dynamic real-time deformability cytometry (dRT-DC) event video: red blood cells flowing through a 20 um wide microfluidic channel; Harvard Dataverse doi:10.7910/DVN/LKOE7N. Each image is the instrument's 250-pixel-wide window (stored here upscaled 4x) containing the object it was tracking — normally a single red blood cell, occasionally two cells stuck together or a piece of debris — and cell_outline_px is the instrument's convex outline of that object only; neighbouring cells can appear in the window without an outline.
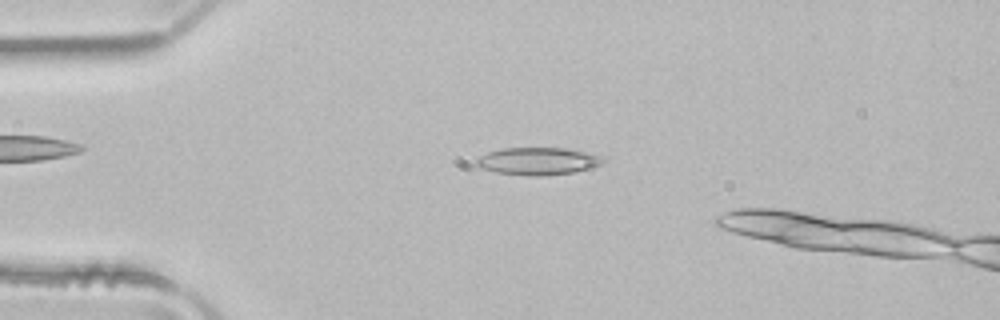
{"species": "common noctule bat (a hibernating species)", "species_latin": "Nyctalus noctula", "temperature_condition": "room temperature", "stored_images_in_passage": 44, "camera_frame_rate_fps": 3000, "um_per_image_px": 0.085, "animal": {"sex": "male", "body_mass_g": 21.5, "forearm_length_mm": 52.0}, "frame": {"image": 1, "passage_image": 11, "time_ms": 3.333, "image_size_px": [1000, 320], "cell_outline_px": [[604, 160], [600, 164], [592, 168], [572, 172], [544, 176], [528, 176], [496, 172], [484, 168], [476, 164], [476, 160], [480, 156], [488, 152], [500, 148], [564, 148], [584, 152], [600, 156]], "centroid_in_image_um": [45.7, 13.7], "position_along_channel_um": 39.3, "area_um2": 20.0}}
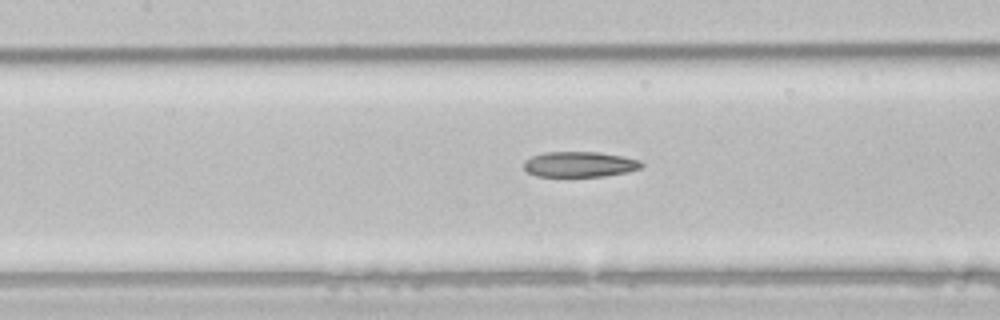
{"frame": {"image": 2, "passage_image": 22, "time_ms": 7.0, "image_size_px": [1000, 320], "cell_outline_px": [[644, 164], [640, 168], [628, 172], [604, 176], [536, 176], [528, 172], [524, 168], [524, 160], [532, 156], [544, 152], [600, 152], [624, 156], [640, 160]], "centroid_in_image_um": [49.28, 13.96], "position_along_channel_um": 158.1, "area_um2": 17.51}}
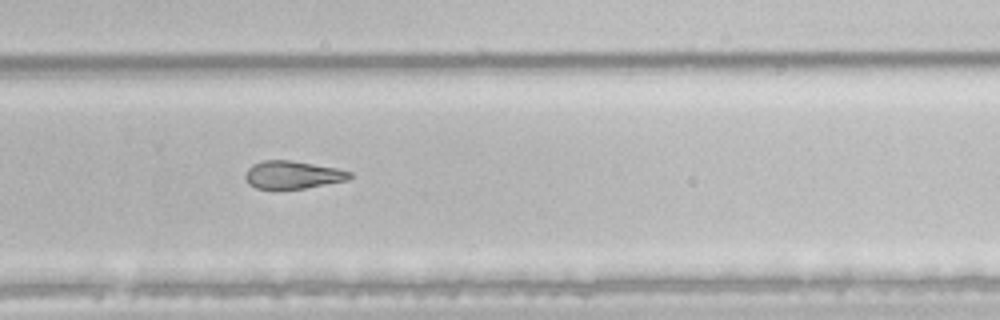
{"frame": {"image": 3, "passage_image": 33, "time_ms": 10.667, "image_size_px": [1000, 320], "cell_outline_px": [[352, 176], [348, 180], [304, 188], [256, 188], [248, 184], [244, 176], [248, 168], [252, 164], [264, 160], [292, 160], [336, 168], [352, 172]], "centroid_in_image_um": [24.86, 14.84], "position_along_channel_um": 304.9, "area_um2": 16.82}, "authors_computed_cell_mechanics": {"area_um2": 18.8428, "velocity_mm_per_s": 4.0205, "shape_relaxation_time_tau1_ms": null, "shape_relaxation_time_tau2_ms": 9.3157, "deformation_change_tau1": null, "deformation_change_tau2": 0.2104}}